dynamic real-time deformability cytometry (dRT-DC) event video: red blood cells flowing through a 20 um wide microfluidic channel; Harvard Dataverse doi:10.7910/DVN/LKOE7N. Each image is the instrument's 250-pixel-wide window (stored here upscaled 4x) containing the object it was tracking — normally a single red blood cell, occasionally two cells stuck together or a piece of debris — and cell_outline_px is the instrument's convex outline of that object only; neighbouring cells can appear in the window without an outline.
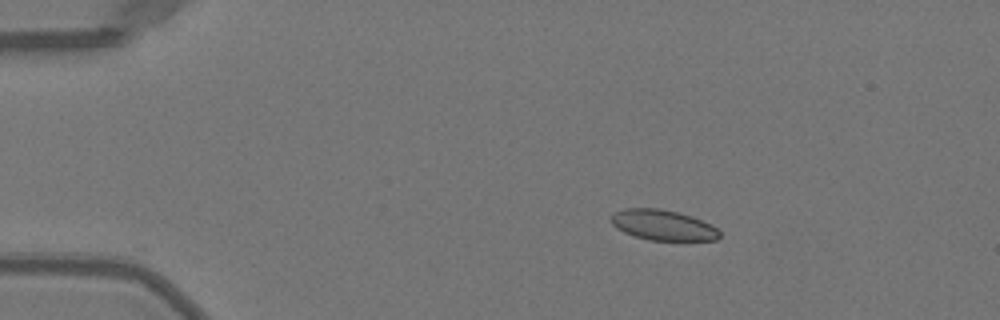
{"species": "Egyptian fruit bat (a non-hibernating species)", "species_latin": "Rousettus aegyptiacus", "temperature_condition": "warm", "stored_images_in_passage": 43, "camera_frame_rate_fps": 3000, "um_per_image_px": 0.085, "animal": {"sex": "female"}, "frame": {"image": 1, "passage_image": 1, "time_ms": 0.0, "image_size_px": [1000, 320], "cell_outline_px": [[720, 236], [716, 240], [648, 240], [624, 232], [616, 228], [608, 220], [616, 212], [624, 208], [660, 208], [692, 216], [716, 228], [720, 232]], "centroid_in_image_um": [56.31, 19.13], "position_along_channel_um": 28.7, "area_um2": 19.07}}
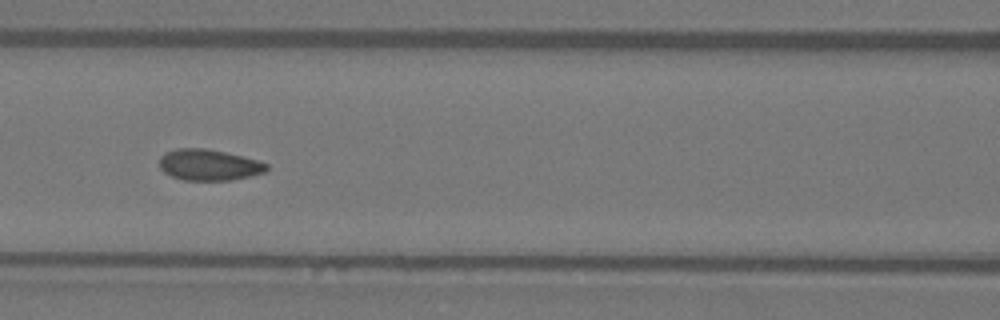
{"frame": {"image": 2, "passage_image": 15, "time_ms": 4.667, "image_size_px": [1000, 320], "cell_outline_px": [[268, 168], [264, 172], [252, 176], [228, 180], [184, 180], [172, 176], [164, 172], [160, 168], [160, 156], [164, 152], [176, 148], [204, 148], [244, 156], [260, 160], [268, 164]], "centroid_in_image_um": [17.76, 14.01], "position_along_channel_um": 148.8, "area_um2": 19.54}}
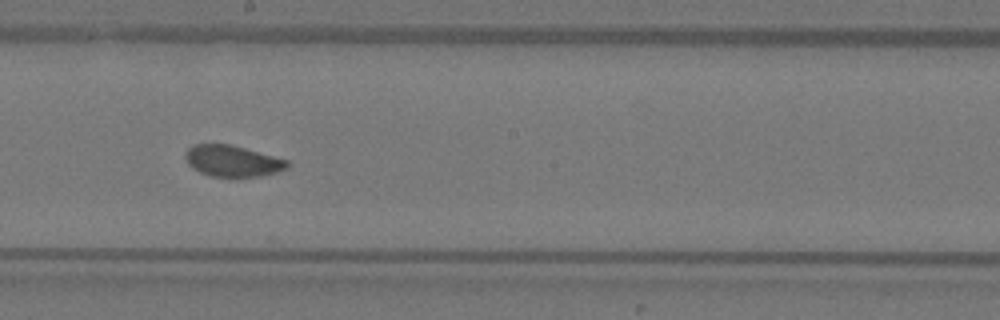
{"frame": {"image": 3, "passage_image": 21, "time_ms": 6.667, "image_size_px": [1000, 320], "cell_outline_px": [[288, 168], [276, 172], [260, 176], [212, 176], [200, 172], [192, 168], [188, 164], [184, 156], [184, 152], [192, 144], [232, 144], [288, 160]], "centroid_in_image_um": [19.73, 13.66], "position_along_channel_um": 228.5, "area_um2": 18.55}, "authors_computed_cell_mechanics": {"area_um2": 19.4786, "velocity_mm_per_s": 3.9932, "shape_relaxation_time_tau1_ms": 4.0158, "shape_relaxation_time_tau2_ms": 0.7704, "deformation_change_tau1": 0.0994, "deformation_change_tau2": 0.0454}}